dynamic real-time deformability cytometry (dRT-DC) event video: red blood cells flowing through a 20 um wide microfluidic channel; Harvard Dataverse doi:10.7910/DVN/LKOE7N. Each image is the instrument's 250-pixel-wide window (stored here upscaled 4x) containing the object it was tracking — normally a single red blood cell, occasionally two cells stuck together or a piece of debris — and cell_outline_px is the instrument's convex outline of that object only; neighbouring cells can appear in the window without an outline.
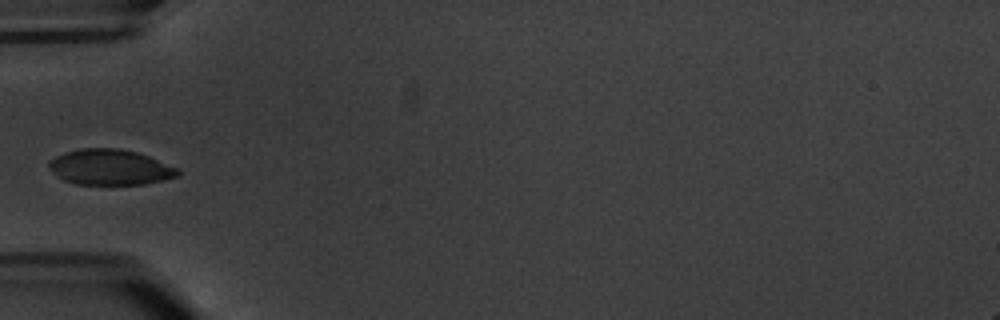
{"species": "common noctule bat (a hibernating species)", "species_latin": "Nyctalus noctula", "temperature_condition": "warm", "stored_images_in_passage": 12, "camera_frame_rate_fps": 3000, "um_per_image_px": 0.085, "animal": {"sex": "male", "body_mass_g": 20.1, "forearm_length_mm": 53.5}, "frame": {"image": 1, "passage_image": 6, "time_ms": 6.667, "image_size_px": [1000, 320], "cell_outline_px": [[180, 176], [164, 180], [144, 184], [76, 184], [64, 180], [48, 168], [48, 160], [64, 152], [80, 148], [120, 148], [136, 152], [148, 156], [180, 168]], "centroid_in_image_um": [9.38, 14.2], "position_along_channel_um": 75.6, "area_um2": 26.88}}
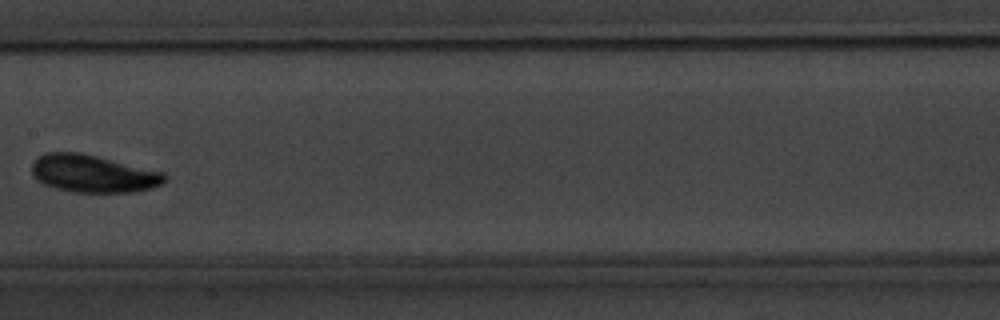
{"frame": {"image": 2, "passage_image": 9, "time_ms": 10.333, "image_size_px": [1000, 320], "cell_outline_px": [[168, 176], [160, 184], [152, 188], [132, 192], [72, 192], [56, 188], [44, 184], [36, 180], [32, 176], [32, 164], [44, 152], [80, 152], [164, 172]], "centroid_in_image_um": [7.89, 14.76], "position_along_channel_um": 199.5, "area_um2": 29.02}}
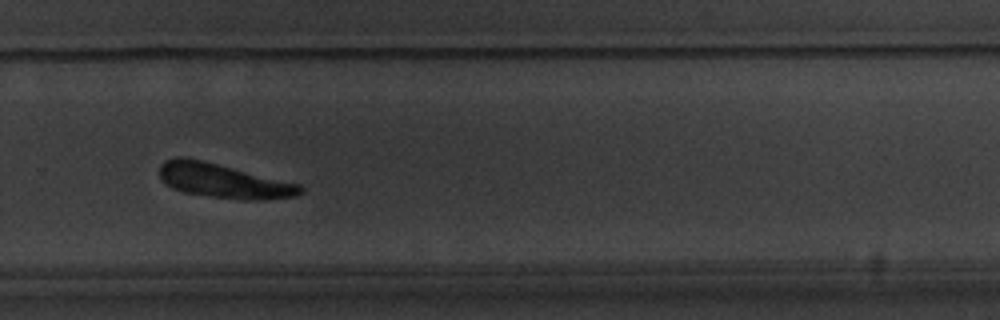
{"frame": {"image": 3, "passage_image": 12, "time_ms": 13.667, "image_size_px": [1000, 320], "cell_outline_px": [[304, 192], [296, 196], [264, 200], [244, 200], [212, 196], [184, 192], [172, 188], [164, 184], [160, 180], [160, 164], [164, 160], [176, 156], [180, 156], [200, 160], [300, 184], [304, 188]], "centroid_in_image_um": [18.98, 15.38], "position_along_channel_um": 310.8, "area_um2": 28.03}}